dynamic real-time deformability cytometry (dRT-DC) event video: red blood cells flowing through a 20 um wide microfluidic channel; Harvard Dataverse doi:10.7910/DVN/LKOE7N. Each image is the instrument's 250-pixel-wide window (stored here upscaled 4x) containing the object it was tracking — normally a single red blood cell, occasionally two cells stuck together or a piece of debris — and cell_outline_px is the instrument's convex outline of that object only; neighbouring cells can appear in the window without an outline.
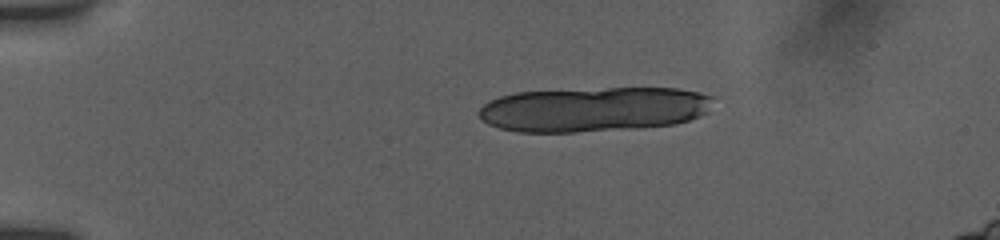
{"species": "human", "species_latin": "Homo sapiens", "temperature_condition": "room temperature", "stored_images_in_passage": 11, "camera_frame_rate_fps": 3000, "um_per_image_px": 0.085, "donor": {"sex": "female"}, "frame": {"image": 1, "passage_image": 1, "time_ms": 0.0, "image_size_px": [1000, 240], "cell_outline_px": [[712, 96], [708, 112], [700, 116], [676, 124], [636, 128], [576, 132], [520, 132], [500, 128], [488, 124], [480, 120], [476, 112], [484, 104], [500, 96], [516, 92], [608, 88], [676, 88], [696, 92]], "centroid_in_image_um": [50.42, 9.29], "position_along_channel_um": 34.6, "area_um2": 61.09}}